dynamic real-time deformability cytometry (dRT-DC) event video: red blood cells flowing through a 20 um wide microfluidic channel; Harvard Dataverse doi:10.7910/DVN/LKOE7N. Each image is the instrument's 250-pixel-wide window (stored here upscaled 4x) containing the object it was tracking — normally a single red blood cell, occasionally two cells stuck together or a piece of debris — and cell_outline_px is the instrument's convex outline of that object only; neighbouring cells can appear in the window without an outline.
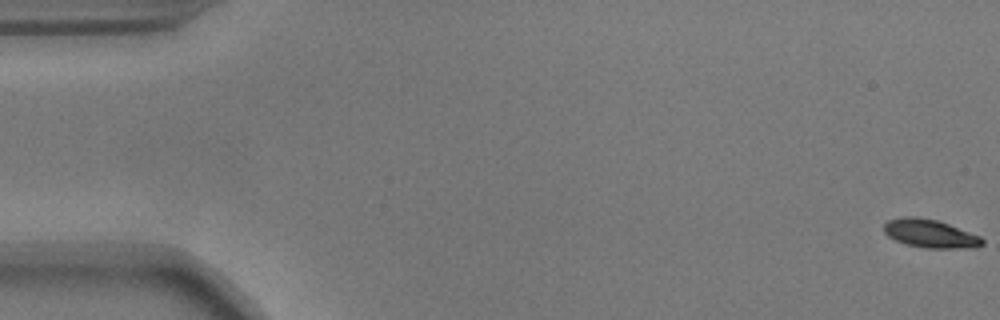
{"species": "common noctule bat (a hibernating species)", "species_latin": "Nyctalus noctula", "temperature_condition": "warm", "stored_images_in_passage": 11, "camera_frame_rate_fps": 3000, "um_per_image_px": 0.085, "animal": {"sex": "male", "body_mass_g": 17.9}, "frame": {"image": 1, "passage_image": 1, "time_ms": 0.0, "image_size_px": [1000, 320], "cell_outline_px": [[984, 244], [952, 248], [928, 248], [908, 244], [896, 240], [888, 236], [884, 232], [884, 224], [888, 220], [904, 216], [916, 216], [940, 220], [980, 236], [984, 240]], "centroid_in_image_um": [79.02, 19.81], "position_along_channel_um": 6.0, "area_um2": 16.01}}